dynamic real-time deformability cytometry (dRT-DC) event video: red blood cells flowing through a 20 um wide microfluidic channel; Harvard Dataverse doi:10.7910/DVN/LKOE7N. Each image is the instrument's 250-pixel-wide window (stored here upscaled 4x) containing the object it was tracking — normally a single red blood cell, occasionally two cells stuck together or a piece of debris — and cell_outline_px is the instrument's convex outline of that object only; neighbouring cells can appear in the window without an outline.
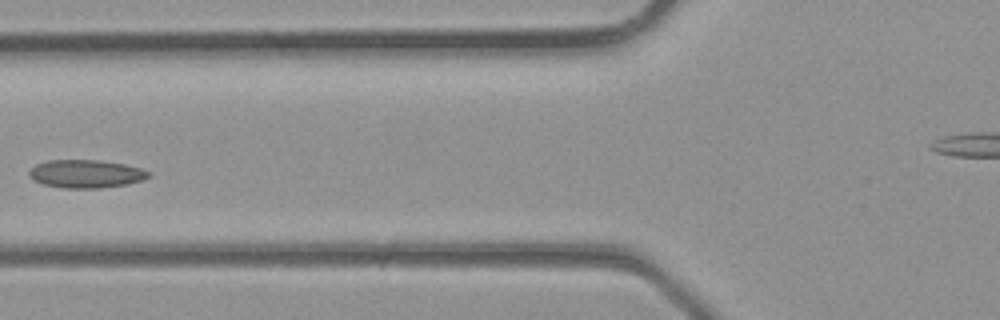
{"species": "common noctule bat (a hibernating species)", "species_latin": "Nyctalus noctula", "temperature_condition": "room temperature", "stored_images_in_passage": 5, "camera_frame_rate_fps": 3000, "um_per_image_px": 0.085, "animal": {"sex": "male", "body_mass_g": 23.1, "forearm_length_mm": 52.7}, "frame": {"image": 1, "passage_image": 4, "time_ms": 1.0, "image_size_px": [1000, 320], "cell_outline_px": [[152, 172], [148, 176], [140, 180], [128, 184], [100, 188], [60, 188], [44, 184], [32, 180], [28, 176], [28, 172], [36, 164], [48, 160], [100, 160], [124, 164], [140, 168]], "centroid_in_image_um": [7.27, 14.77], "position_along_channel_um": 118.5, "area_um2": 19.59}}